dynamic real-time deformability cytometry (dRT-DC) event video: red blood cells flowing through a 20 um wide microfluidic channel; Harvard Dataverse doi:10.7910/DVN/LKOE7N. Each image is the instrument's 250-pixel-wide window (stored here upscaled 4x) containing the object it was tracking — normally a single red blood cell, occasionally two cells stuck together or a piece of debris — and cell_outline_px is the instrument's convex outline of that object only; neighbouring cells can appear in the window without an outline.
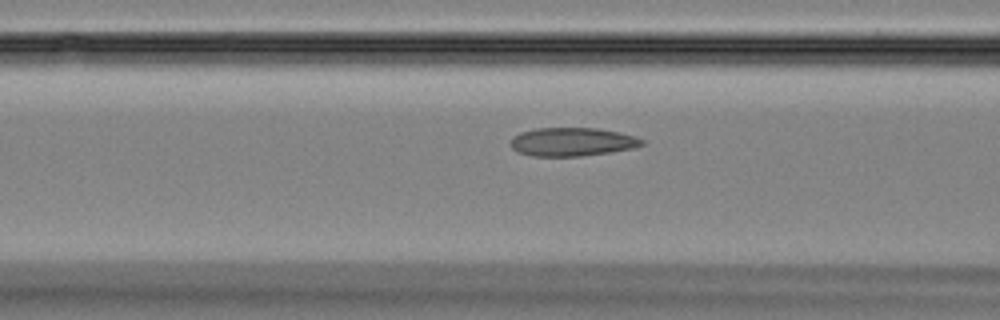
{"species": "Egyptian fruit bat (a non-hibernating species)", "species_latin": "Rousettus aegyptiacus", "temperature_condition": "room temperature", "stored_images_in_passage": 48, "camera_frame_rate_fps": 3000, "um_per_image_px": 0.085, "animal": {"sex": "female"}, "frame": {"image": 1, "passage_image": 19, "time_ms": 6.0, "image_size_px": [1000, 320], "cell_outline_px": [[644, 144], [632, 148], [612, 152], [580, 156], [532, 156], [516, 152], [508, 144], [512, 136], [520, 132], [536, 128], [596, 128], [636, 136], [644, 140]], "centroid_in_image_um": [48.57, 12.06], "position_along_channel_um": 118.0, "area_um2": 21.96}}
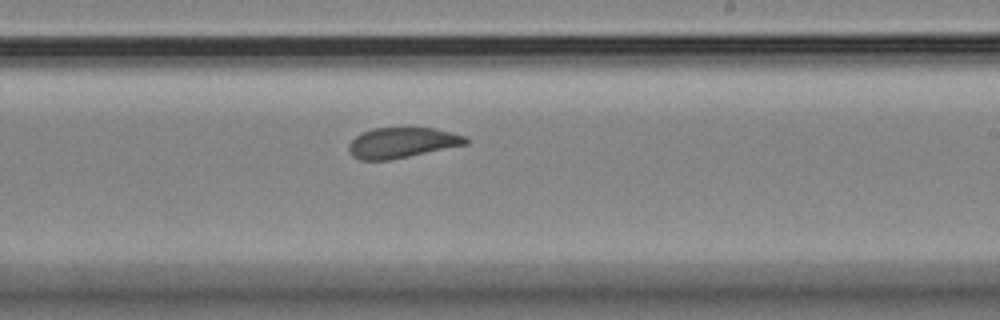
{"frame": {"image": 2, "passage_image": 29, "time_ms": 9.333, "image_size_px": [1000, 320], "cell_outline_px": [[468, 144], [388, 160], [360, 160], [352, 156], [348, 148], [348, 144], [356, 136], [372, 128], [436, 128], [452, 132], [464, 136], [468, 140]], "centroid_in_image_um": [34.16, 12.13], "position_along_channel_um": 254.8, "area_um2": 20.58}}
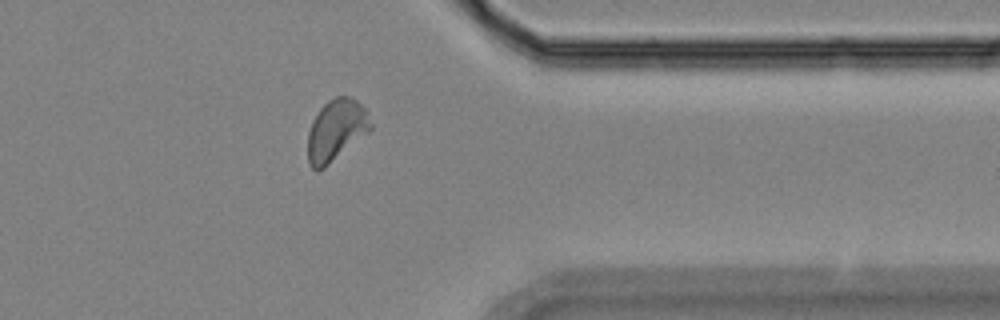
{"frame": {"image": 3, "passage_image": 39, "time_ms": 12.667, "image_size_px": [1000, 320], "cell_outline_px": [[372, 128], [368, 132], [324, 168], [316, 172], [308, 164], [308, 132], [312, 120], [320, 108], [328, 100], [336, 96], [352, 96], [364, 108], [372, 124]], "centroid_in_image_um": [28.54, 11.06], "position_along_channel_um": 382.9, "area_um2": 22.43}}